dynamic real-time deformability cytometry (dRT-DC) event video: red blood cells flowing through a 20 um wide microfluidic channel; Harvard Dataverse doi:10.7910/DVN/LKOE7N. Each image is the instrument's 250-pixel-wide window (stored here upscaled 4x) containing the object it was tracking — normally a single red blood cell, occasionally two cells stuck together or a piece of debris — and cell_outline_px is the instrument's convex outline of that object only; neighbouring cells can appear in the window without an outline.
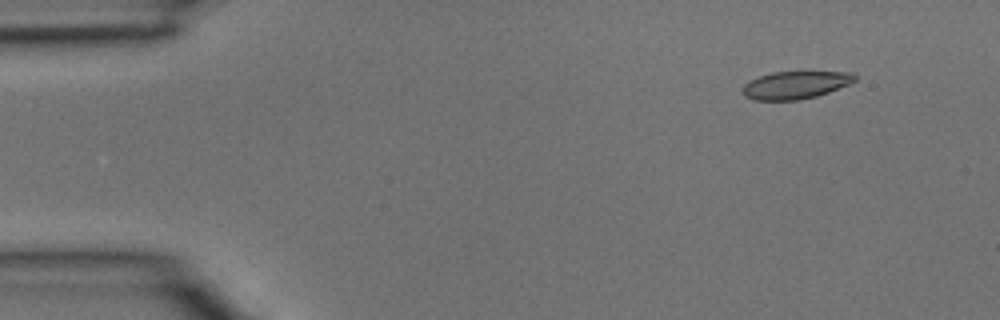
{"species": "common noctule bat (a hibernating species)", "species_latin": "Nyctalus noctula", "temperature_condition": "room temperature", "stored_images_in_passage": 3, "segment_of_instrument_passage": [2, 2], "camera_frame_rate_fps": 3000, "um_per_image_px": 0.085, "animal": {"sex": "male", "body_mass_g": 15.6}, "frame": {"image": 1, "passage_image": 3, "time_ms": 0.667, "image_size_px": [1000, 320], "cell_outline_px": [[856, 80], [852, 84], [816, 96], [800, 100], [752, 100], [744, 96], [740, 88], [748, 80], [772, 72], [812, 68], [852, 72], [856, 76]], "centroid_in_image_um": [67.67, 7.16], "position_along_channel_um": 17.3, "area_um2": 19.48}}